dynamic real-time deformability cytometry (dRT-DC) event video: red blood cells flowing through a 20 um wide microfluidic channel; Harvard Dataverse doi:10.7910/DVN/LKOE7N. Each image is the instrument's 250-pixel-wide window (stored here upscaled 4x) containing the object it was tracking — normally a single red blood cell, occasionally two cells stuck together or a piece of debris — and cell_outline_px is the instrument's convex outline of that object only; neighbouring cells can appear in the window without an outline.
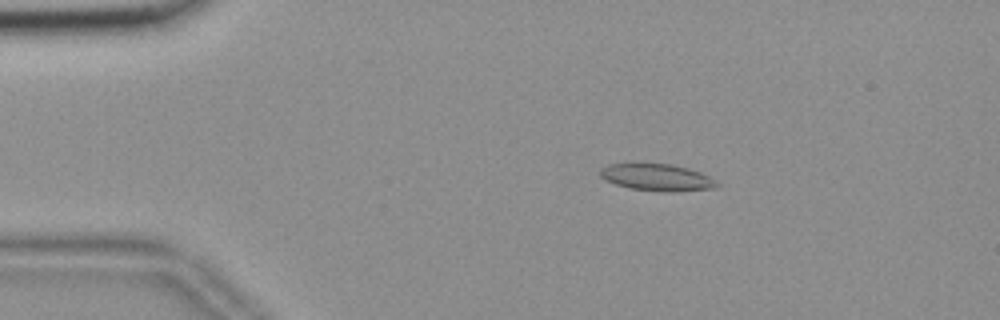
{"species": "common noctule bat (a hibernating species)", "species_latin": "Nyctalus noctula", "temperature_condition": "room temperature", "stored_images_in_passage": 53, "camera_frame_rate_fps": 3000, "um_per_image_px": 0.085, "animal": {"sex": "female", "body_mass_g": 18.4}, "frame": {"image": 1, "passage_image": 8, "time_ms": 2.333, "image_size_px": [1000, 320], "cell_outline_px": [[720, 184], [712, 188], [676, 192], [668, 192], [628, 188], [604, 180], [600, 176], [600, 168], [608, 164], [672, 164], [688, 168], [700, 172], [708, 176]], "centroid_in_image_um": [55.82, 15.08], "position_along_channel_um": 29.2, "area_um2": 18.21}}
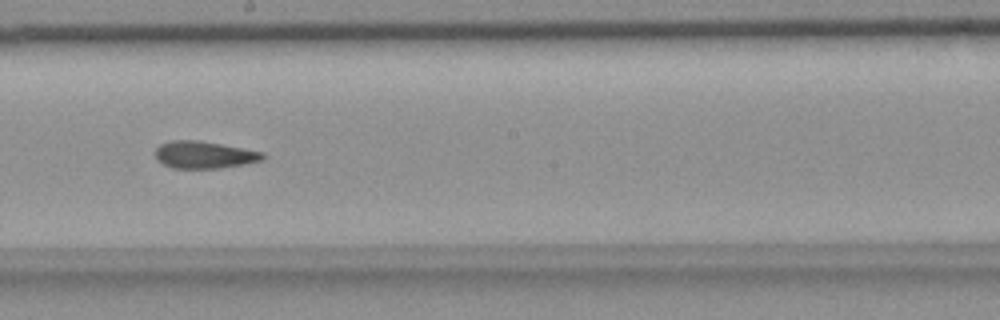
{"frame": {"image": 2, "passage_image": 29, "time_ms": 9.333, "image_size_px": [1000, 320], "cell_outline_px": [[264, 160], [244, 164], [220, 168], [172, 168], [156, 160], [156, 148], [160, 144], [172, 140], [196, 140], [220, 144], [264, 152]], "centroid_in_image_um": [17.35, 13.16], "position_along_channel_um": 230.9, "area_um2": 16.94}}
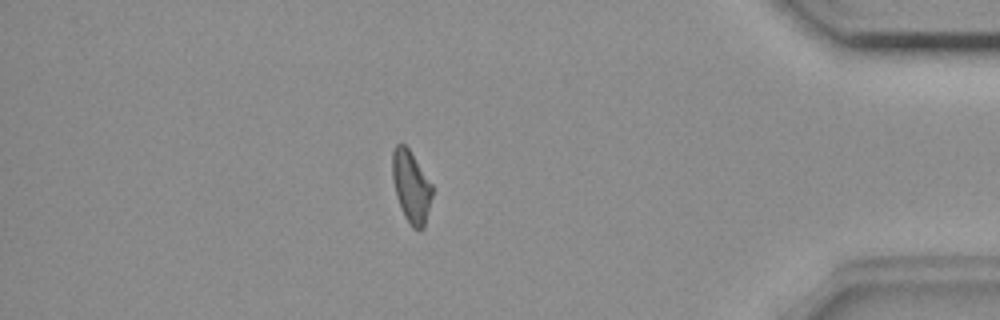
{"frame": {"image": 3, "passage_image": 46, "time_ms": 15.0, "image_size_px": [1000, 320], "cell_outline_px": [[432, 196], [424, 228], [412, 228], [404, 216], [396, 196], [392, 176], [392, 152], [396, 144], [400, 140], [408, 148], [432, 184]], "centroid_in_image_um": [34.93, 15.84], "position_along_channel_um": 400.3, "area_um2": 16.65}, "authors_computed_cell_mechanics": {"area_um2": 17.34, "velocity_mm_per_s": 3.6678, "shape_relaxation_time_tau1_ms": null, "shape_relaxation_time_tau2_ms": 2.3519, "deformation_change_tau1": null, "deformation_change_tau2": 0.0778}}